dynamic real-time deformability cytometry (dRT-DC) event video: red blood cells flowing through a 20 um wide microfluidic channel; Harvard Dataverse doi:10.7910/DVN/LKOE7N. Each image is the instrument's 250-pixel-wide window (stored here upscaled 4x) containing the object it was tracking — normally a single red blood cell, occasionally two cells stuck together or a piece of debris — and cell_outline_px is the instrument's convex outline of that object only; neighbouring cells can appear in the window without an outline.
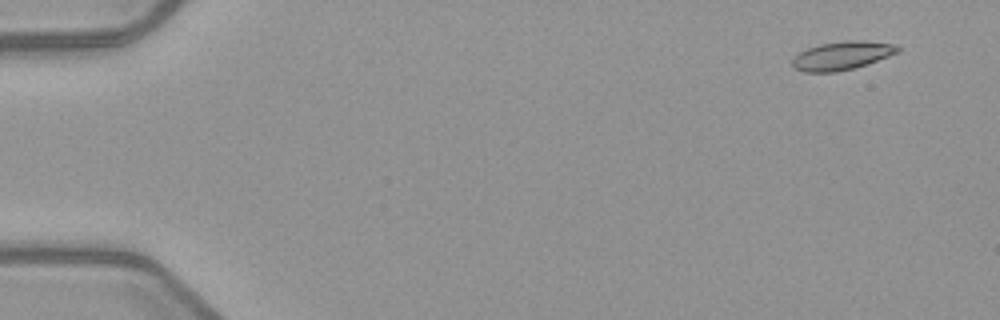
{"species": "common noctule bat (a hibernating species)", "species_latin": "Nyctalus noctula", "temperature_condition": "warm", "stored_images_in_passage": 7, "camera_frame_rate_fps": 3000, "um_per_image_px": 0.085, "animal": {"sex": "female", "body_mass_g": 21.9}, "frame": {"image": 1, "passage_image": 1, "time_ms": 0.0, "image_size_px": [1000, 320], "cell_outline_px": [[900, 52], [852, 68], [836, 72], [804, 72], [796, 68], [792, 64], [792, 60], [800, 52], [808, 48], [820, 44], [844, 40], [860, 40], [892, 44], [900, 48]], "centroid_in_image_um": [71.55, 4.72], "position_along_channel_um": 13.4, "area_um2": 17.11}}
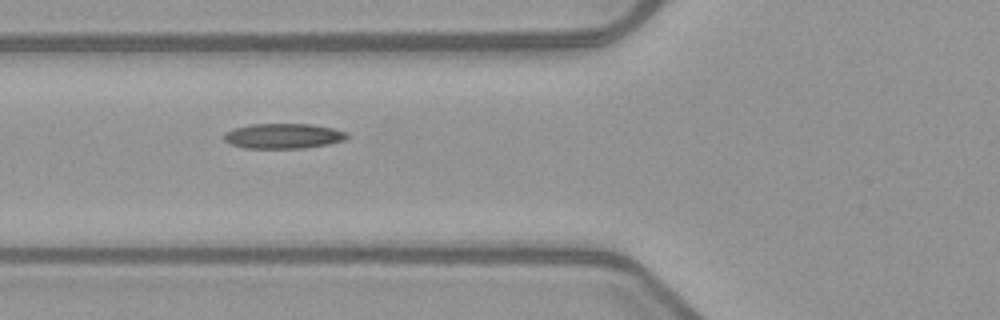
{"frame": {"image": 2, "passage_image": 6, "time_ms": 5.667, "image_size_px": [1000, 320], "cell_outline_px": [[348, 136], [344, 140], [328, 144], [304, 148], [244, 148], [232, 144], [224, 140], [224, 132], [236, 128], [252, 124], [312, 124], [332, 128], [348, 132]], "centroid_in_image_um": [24.1, 11.56], "position_along_channel_um": 101.7, "area_um2": 17.92}}
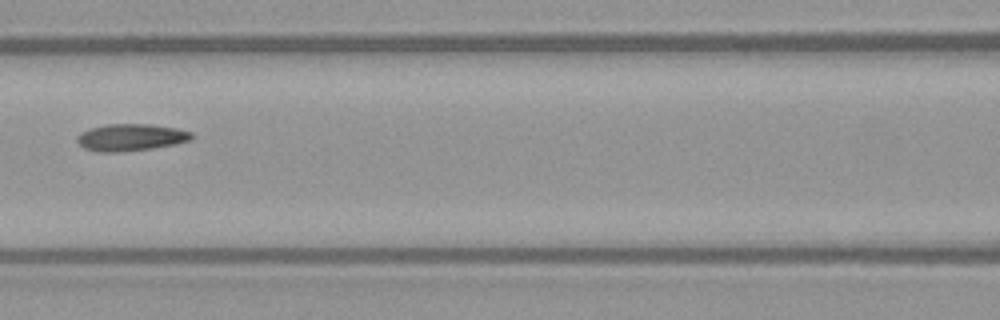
{"frame": {"image": 3, "passage_image": 7, "time_ms": 7.0, "image_size_px": [1000, 320], "cell_outline_px": [[196, 136], [192, 140], [176, 144], [152, 148], [120, 152], [96, 152], [84, 148], [76, 140], [76, 136], [80, 132], [88, 128], [108, 124], [152, 124], [176, 128], [192, 132]], "centroid_in_image_um": [11.13, 11.67], "position_along_channel_um": 155.5, "area_um2": 18.32}}